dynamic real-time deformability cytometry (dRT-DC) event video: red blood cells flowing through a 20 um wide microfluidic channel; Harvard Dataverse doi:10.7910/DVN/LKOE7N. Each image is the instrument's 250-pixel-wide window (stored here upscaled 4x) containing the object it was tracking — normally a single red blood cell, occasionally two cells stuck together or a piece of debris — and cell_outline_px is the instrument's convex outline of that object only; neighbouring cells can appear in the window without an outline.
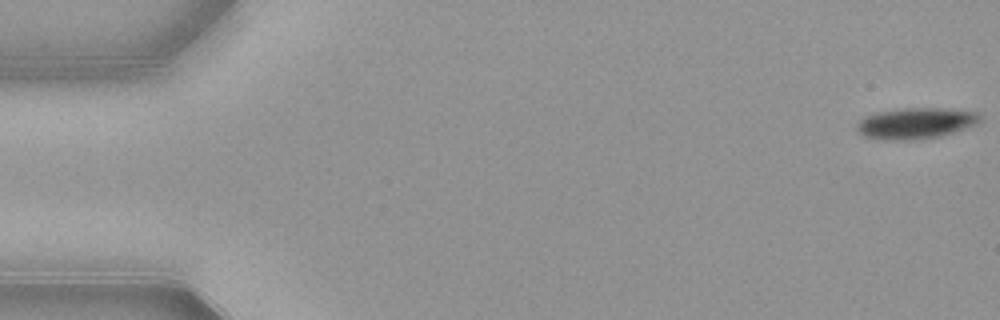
{"species": "common noctule bat (a hibernating species)", "species_latin": "Nyctalus noctula", "temperature_condition": "warm", "stored_images_in_passage": 53, "camera_frame_rate_fps": 3000, "um_per_image_px": 0.085, "animal": {"sex": "female", "body_mass_g": 21.9}, "frame": {"image": 1, "passage_image": 1, "time_ms": 0.0, "image_size_px": [1000, 320], "cell_outline_px": [[980, 120], [976, 124], [940, 136], [912, 140], [880, 140], [864, 136], [856, 132], [856, 124], [864, 116], [880, 112], [900, 108], [940, 108], [976, 112], [980, 116]], "centroid_in_image_um": [77.76, 10.48], "position_along_channel_um": 7.2, "area_um2": 22.2}}
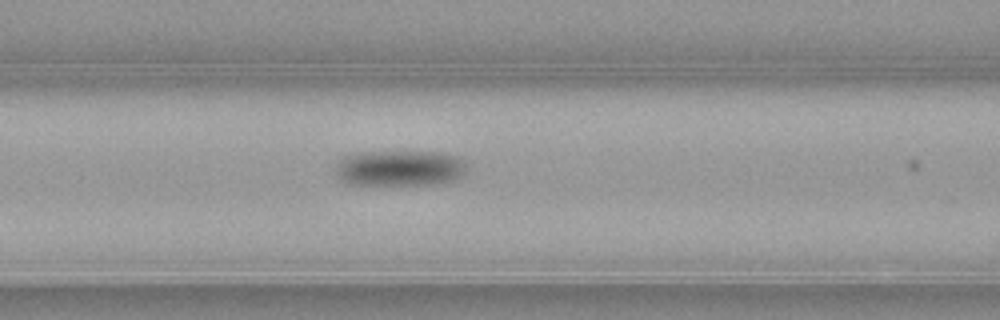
{"frame": {"image": 2, "passage_image": 22, "time_ms": 7.0, "image_size_px": [1000, 320], "cell_outline_px": [[464, 176], [456, 180], [436, 184], [344, 184], [336, 176], [336, 160], [340, 156], [352, 152], [440, 152], [456, 156], [464, 160]], "centroid_in_image_um": [33.9, 14.28], "position_along_channel_um": 132.7, "area_um2": 27.8}}
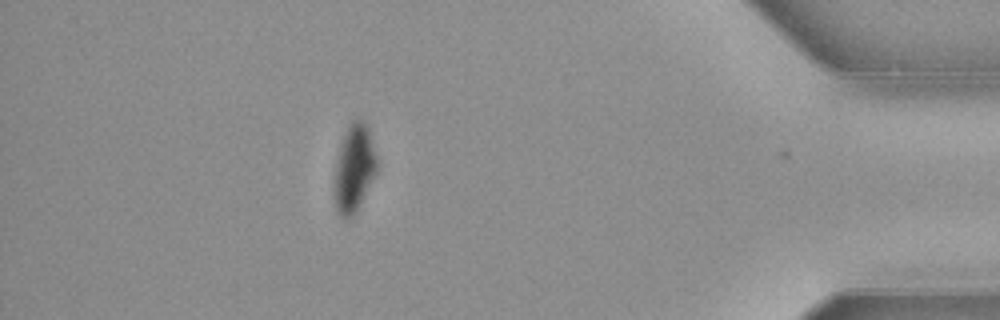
{"frame": {"image": 3, "passage_image": 47, "time_ms": 15.333, "image_size_px": [1000, 320], "cell_outline_px": [[376, 172], [352, 220], [344, 220], [336, 212], [336, 164], [340, 144], [348, 124], [352, 120], [364, 120], [368, 128], [376, 156]], "centroid_in_image_um": [30.1, 14.33], "position_along_channel_um": 405.1, "area_um2": 21.27}, "authors_computed_cell_mechanics": {"area_um2": 25.0274, "velocity_mm_per_s": 3.8804, "shape_relaxation_time_tau1_ms": 1.7359, "shape_relaxation_time_tau2_ms": null, "deformation_change_tau1": 0.1114, "deformation_change_tau2": null}}